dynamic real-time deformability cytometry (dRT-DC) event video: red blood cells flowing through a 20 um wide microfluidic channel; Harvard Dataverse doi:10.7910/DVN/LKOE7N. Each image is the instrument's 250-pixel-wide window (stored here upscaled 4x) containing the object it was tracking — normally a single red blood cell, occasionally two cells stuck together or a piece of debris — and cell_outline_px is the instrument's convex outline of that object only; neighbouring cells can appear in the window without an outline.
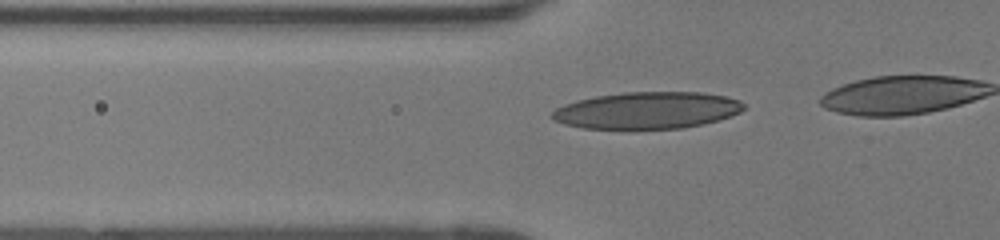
{"species": "human", "species_latin": "Homo sapiens", "temperature_condition": "room temperature", "stored_images_in_passage": 8, "camera_frame_rate_fps": 3000, "um_per_image_px": 0.085, "donor": {"sex": "female"}, "frame": {"image": 1, "passage_image": 2, "time_ms": 0.333, "image_size_px": [1000, 240], "cell_outline_px": [[748, 108], [732, 116], [720, 120], [704, 124], [684, 128], [628, 132], [584, 128], [564, 124], [556, 120], [552, 116], [552, 112], [556, 108], [564, 104], [576, 100], [596, 96], [624, 92], [700, 92], [724, 96], [740, 100]], "centroid_in_image_um": [55.02, 9.43], "position_along_channel_um": 70.8, "area_um2": 42.6}}
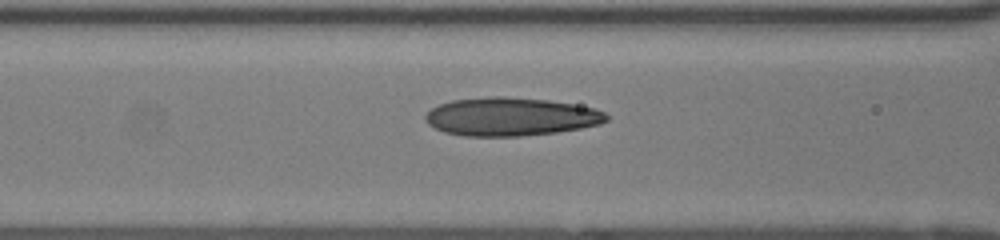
{"frame": {"image": 2, "passage_image": 6, "time_ms": 1.667, "image_size_px": [1000, 240], "cell_outline_px": [[608, 120], [600, 124], [580, 128], [556, 132], [520, 136], [464, 136], [444, 132], [428, 124], [424, 116], [432, 108], [440, 104], [452, 100], [492, 96], [504, 96], [548, 100], [596, 108], [604, 112], [608, 116]], "centroid_in_image_um": [43.41, 9.91], "position_along_channel_um": 123.2, "area_um2": 40.34}}